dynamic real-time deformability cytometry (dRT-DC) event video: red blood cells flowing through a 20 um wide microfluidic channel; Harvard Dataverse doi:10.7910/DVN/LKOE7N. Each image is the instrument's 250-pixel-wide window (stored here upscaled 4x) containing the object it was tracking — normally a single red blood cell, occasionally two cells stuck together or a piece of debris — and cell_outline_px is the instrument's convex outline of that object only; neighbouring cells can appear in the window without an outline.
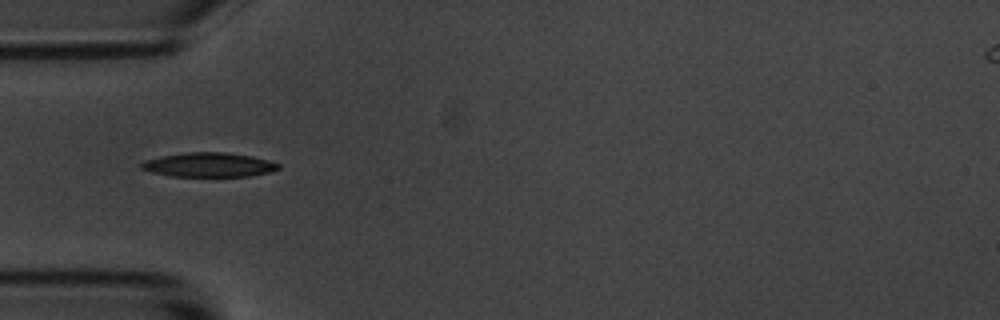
{"species": "common noctule bat (a hibernating species)", "species_latin": "Nyctalus noctula", "temperature_condition": "room temperature", "stored_images_in_passage": 7, "camera_frame_rate_fps": 3000, "um_per_image_px": 0.085, "animal": {"sex": "male", "body_mass_g": 20.1, "forearm_length_mm": 53.5}, "frame": {"image": 1, "passage_image": 4, "time_ms": 4.333, "image_size_px": [1000, 320], "cell_outline_px": [[280, 168], [272, 172], [248, 176], [172, 176], [152, 172], [140, 168], [140, 164], [144, 160], [160, 156], [188, 152], [224, 152], [252, 156], [268, 160], [280, 164]], "centroid_in_image_um": [17.76, 14.0], "position_along_channel_um": 67.2, "area_um2": 19.42}}
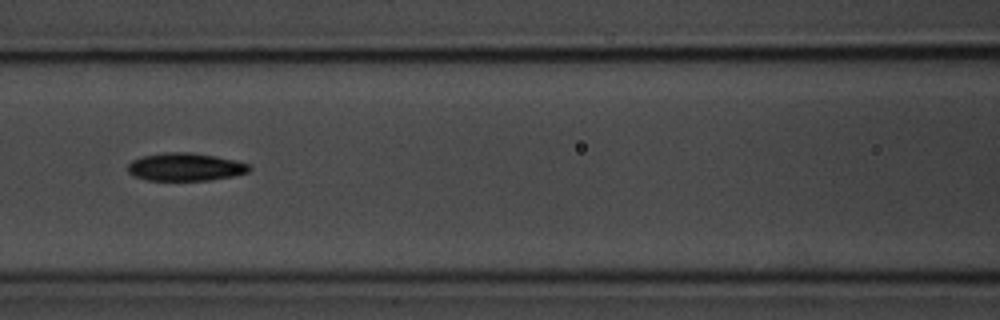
{"frame": {"image": 2, "passage_image": 6, "time_ms": 6.667, "image_size_px": [1000, 320], "cell_outline_px": [[252, 168], [248, 172], [232, 176], [212, 180], [148, 180], [132, 176], [128, 172], [128, 164], [132, 160], [144, 156], [164, 152], [192, 152], [216, 156], [236, 160], [248, 164]], "centroid_in_image_um": [15.75, 14.19], "position_along_channel_um": 150.8, "area_um2": 19.83}}
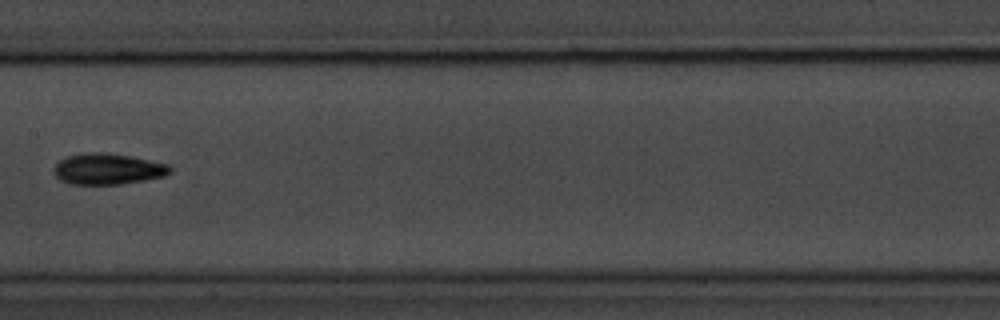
{"frame": {"image": 3, "passage_image": 7, "time_ms": 8.0, "image_size_px": [1000, 320], "cell_outline_px": [[172, 172], [164, 176], [144, 180], [120, 184], [68, 184], [60, 180], [52, 172], [52, 168], [60, 160], [68, 156], [92, 152], [100, 152], [132, 156], [168, 164], [172, 168]], "centroid_in_image_um": [9.15, 14.37], "position_along_channel_um": 198.2, "area_um2": 21.04}}